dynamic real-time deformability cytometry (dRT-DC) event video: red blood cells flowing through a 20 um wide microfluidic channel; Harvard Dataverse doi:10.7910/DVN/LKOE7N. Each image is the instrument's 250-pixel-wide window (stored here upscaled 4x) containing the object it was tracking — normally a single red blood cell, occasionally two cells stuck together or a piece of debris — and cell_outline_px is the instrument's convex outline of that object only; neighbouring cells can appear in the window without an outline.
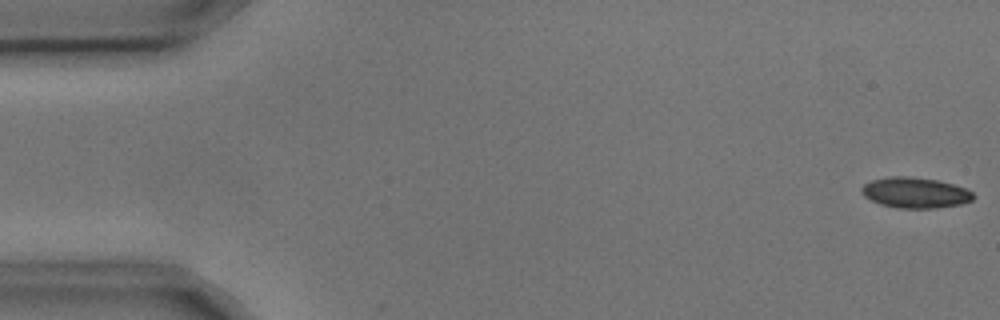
{"species": "common noctule bat (a hibernating species)", "species_latin": "Nyctalus noctula", "temperature_condition": "cold", "stored_images_in_passage": 5, "camera_frame_rate_fps": 3000, "um_per_image_px": 0.085, "animal": {"sex": "male", "body_mass_g": 17.9, "forearm_length_mm": 54.2}, "frame": {"image": 1, "passage_image": 1, "time_ms": 0.0, "image_size_px": [1000, 320], "cell_outline_px": [[976, 196], [972, 200], [960, 204], [936, 208], [896, 208], [880, 204], [864, 196], [860, 192], [860, 188], [864, 184], [872, 180], [892, 176], [908, 176], [936, 180], [952, 184], [964, 188], [972, 192]], "centroid_in_image_um": [77.77, 16.38], "position_along_channel_um": 7.2, "area_um2": 19.88}}
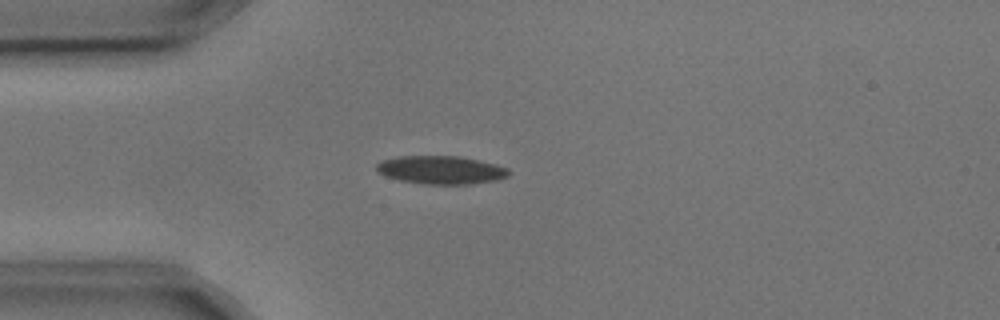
{"frame": {"image": 2, "passage_image": 4, "time_ms": 1.0, "image_size_px": [1000, 320], "cell_outline_px": [[512, 172], [508, 176], [496, 180], [472, 184], [424, 184], [400, 180], [384, 176], [376, 172], [376, 164], [380, 160], [400, 156], [460, 156], [496, 164], [508, 168]], "centroid_in_image_um": [37.47, 14.44], "position_along_channel_um": 47.5, "area_um2": 21.96}}